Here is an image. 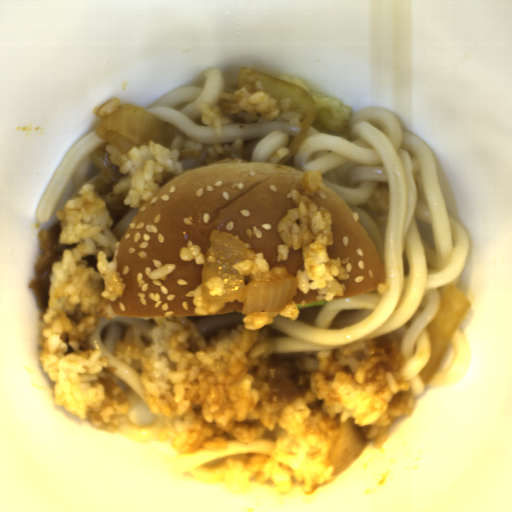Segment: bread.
<instances>
[{
  "label": "bread",
  "instance_id": "2",
  "mask_svg": "<svg viewBox=\"0 0 512 512\" xmlns=\"http://www.w3.org/2000/svg\"><path fill=\"white\" fill-rule=\"evenodd\" d=\"M319 211L325 207L332 216L333 244L327 246L330 259L341 258L342 267L350 276L340 280L343 296L330 300H342L374 291L386 285L385 268L378 250L354 214L353 210L332 190L324 185L314 196L307 197Z\"/></svg>",
  "mask_w": 512,
  "mask_h": 512
},
{
  "label": "bread",
  "instance_id": "1",
  "mask_svg": "<svg viewBox=\"0 0 512 512\" xmlns=\"http://www.w3.org/2000/svg\"><path fill=\"white\" fill-rule=\"evenodd\" d=\"M307 172L278 162H259L224 157L183 172L159 186L157 195L138 207L118 243L117 271L125 284L115 302L102 300L98 317L169 318L243 313L238 298L218 313L198 315L193 297L202 285L203 264L182 261L180 247L188 240L199 245L204 256L210 233L223 231L263 254L269 271L285 266L296 277L304 266V252L289 249L287 260L278 261V245H284L277 226L287 210L299 206L287 196L303 194L301 179ZM176 263L174 272L151 280V271L164 263Z\"/></svg>",
  "mask_w": 512,
  "mask_h": 512
},
{
  "label": "bread",
  "instance_id": "3",
  "mask_svg": "<svg viewBox=\"0 0 512 512\" xmlns=\"http://www.w3.org/2000/svg\"><path fill=\"white\" fill-rule=\"evenodd\" d=\"M317 295H319L318 289H311L307 293L302 292L298 287L296 290L295 297L292 298V304H286L282 310L287 309H300L312 304H316L328 299H317Z\"/></svg>",
  "mask_w": 512,
  "mask_h": 512
}]
</instances>
